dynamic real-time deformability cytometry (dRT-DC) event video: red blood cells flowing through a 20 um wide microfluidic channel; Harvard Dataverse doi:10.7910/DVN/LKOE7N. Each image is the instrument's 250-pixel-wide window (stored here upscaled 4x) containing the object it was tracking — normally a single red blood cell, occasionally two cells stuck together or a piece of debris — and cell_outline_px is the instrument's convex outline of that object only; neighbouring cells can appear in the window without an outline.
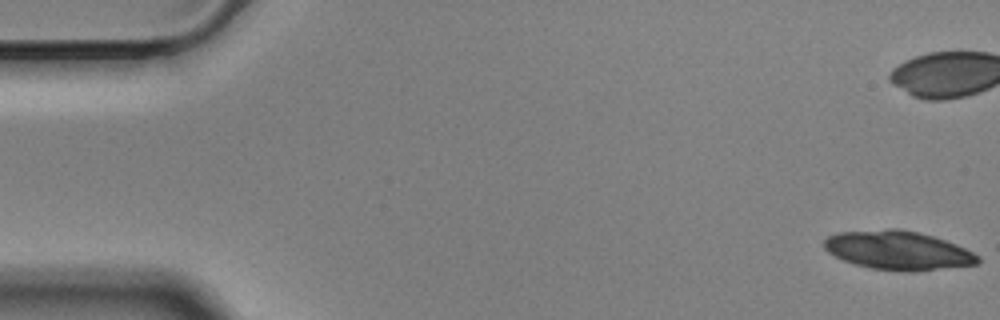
{"species": "Egyptian fruit bat (a non-hibernating species)", "species_latin": "Rousettus aegyptiacus", "temperature_condition": "cold", "stored_images_in_passage": 22, "camera_frame_rate_fps": 3000, "um_per_image_px": 0.085, "animal": {"sex": "male"}, "frame": {"image": 1, "passage_image": 1, "time_ms": 0.0, "image_size_px": [1000, 320], "cell_outline_px": [[980, 260], [976, 264], [916, 272], [900, 272], [868, 268], [844, 260], [828, 252], [824, 248], [824, 240], [828, 236], [840, 232], [888, 228], [896, 228], [920, 232], [956, 244], [980, 256]], "centroid_in_image_um": [76.33, 21.29], "position_along_channel_um": 8.7, "area_um2": 34.97}}